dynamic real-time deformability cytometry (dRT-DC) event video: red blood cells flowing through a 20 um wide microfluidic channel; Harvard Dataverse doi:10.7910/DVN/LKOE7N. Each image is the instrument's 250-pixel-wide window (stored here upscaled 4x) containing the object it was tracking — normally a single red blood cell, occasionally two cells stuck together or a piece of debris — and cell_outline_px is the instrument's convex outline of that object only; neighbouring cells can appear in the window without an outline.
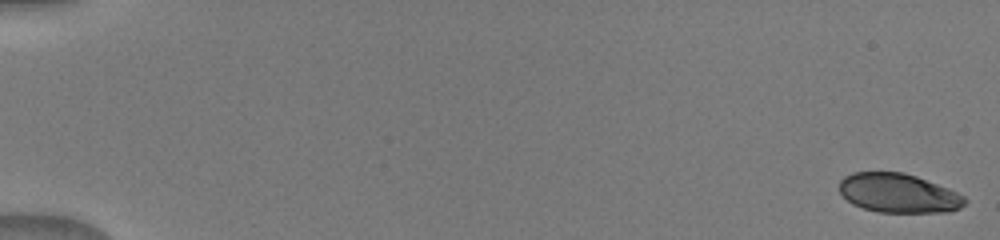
{"species": "human", "species_latin": "Homo sapiens", "temperature_condition": "warm", "stored_images_in_passage": 33, "camera_frame_rate_fps": 3000, "um_per_image_px": 0.085, "donor": {"sex": "male"}, "frame": {"image": 1, "passage_image": 1, "time_ms": 0.0, "image_size_px": [1000, 240], "cell_outline_px": [[968, 200], [960, 208], [948, 212], [876, 212], [852, 204], [840, 192], [840, 180], [844, 176], [852, 172], [904, 172], [916, 176], [948, 188], [964, 196]], "centroid_in_image_um": [76.37, 16.41], "position_along_channel_um": 8.6, "area_um2": 28.61}}
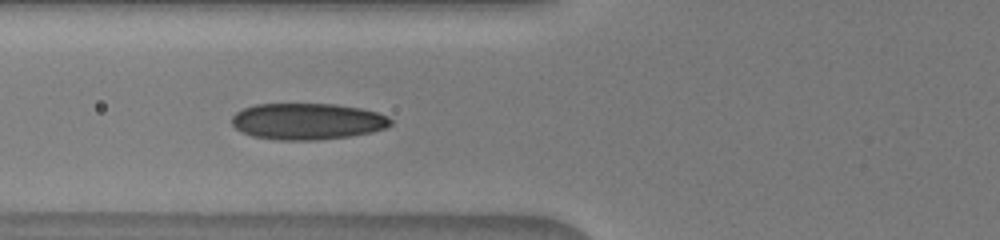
{"frame": {"image": 2, "passage_image": 18, "time_ms": 6.667, "image_size_px": [1000, 240], "cell_outline_px": [[392, 124], [384, 128], [372, 132], [348, 136], [320, 140], [276, 140], [252, 136], [240, 132], [232, 124], [232, 116], [236, 112], [244, 108], [256, 104], [336, 104], [360, 108], [376, 112], [388, 116], [392, 120]], "centroid_in_image_um": [26.11, 10.32], "position_along_channel_um": 99.7, "area_um2": 33.81}}
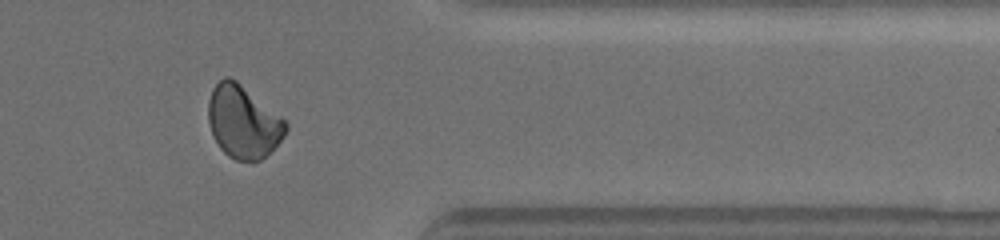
{"frame": {"image": 3, "passage_image": 29, "time_ms": 14.0, "image_size_px": [1000, 240], "cell_outline_px": [[288, 128], [284, 136], [260, 160], [252, 164], [236, 160], [228, 156], [220, 148], [212, 132], [208, 120], [208, 100], [212, 88], [224, 76], [228, 76], [236, 80], [284, 120], [288, 124]], "centroid_in_image_um": [20.64, 10.38], "position_along_channel_um": 390.8, "area_um2": 32.48}}